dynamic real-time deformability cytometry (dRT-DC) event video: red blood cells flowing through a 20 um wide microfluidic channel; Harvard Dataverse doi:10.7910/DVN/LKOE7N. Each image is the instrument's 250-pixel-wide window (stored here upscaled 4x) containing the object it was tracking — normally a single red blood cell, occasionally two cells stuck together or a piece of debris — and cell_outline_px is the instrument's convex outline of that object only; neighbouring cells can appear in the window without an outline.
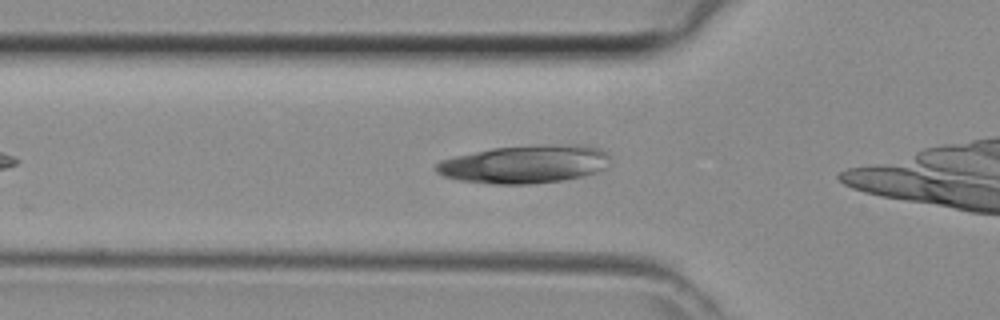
{"species": "common noctule bat (a hibernating species)", "species_latin": "Nyctalus noctula", "temperature_condition": "room temperature", "stored_images_in_passage": 4, "camera_frame_rate_fps": 3000, "um_per_image_px": 0.085, "animal": {"sex": "female", "body_mass_g": 29.2, "forearm_length_mm": 56.3}, "frame": {"image": 1, "passage_image": 2, "time_ms": 0.333, "image_size_px": [1000, 320], "cell_outline_px": [[608, 156], [604, 168], [596, 172], [584, 176], [564, 180], [532, 184], [492, 184], [460, 180], [444, 176], [436, 172], [436, 164], [440, 160], [456, 156], [492, 148], [600, 148]], "centroid_in_image_um": [44.47, 14.04], "position_along_channel_um": 81.3, "area_um2": 36.53}}